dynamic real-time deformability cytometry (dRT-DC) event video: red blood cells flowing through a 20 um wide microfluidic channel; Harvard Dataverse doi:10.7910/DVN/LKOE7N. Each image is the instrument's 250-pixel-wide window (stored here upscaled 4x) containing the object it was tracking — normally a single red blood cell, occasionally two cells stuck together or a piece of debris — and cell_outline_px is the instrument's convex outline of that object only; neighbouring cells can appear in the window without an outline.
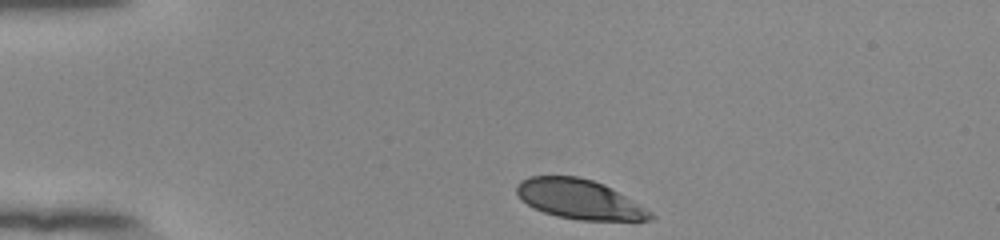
{"species": "human", "species_latin": "Homo sapiens", "temperature_condition": "room temperature", "stored_images_in_passage": 35, "camera_frame_rate_fps": 3000, "um_per_image_px": 0.085, "donor": {"sex": "female"}, "frame": {"image": 1, "passage_image": 1, "time_ms": 0.0, "image_size_px": [1000, 240], "cell_outline_px": [[656, 216], [652, 220], [580, 220], [556, 216], [544, 212], [520, 200], [516, 192], [516, 184], [520, 180], [528, 176], [576, 176], [592, 180], [604, 184], [652, 212]], "centroid_in_image_um": [49.21, 16.93], "position_along_channel_um": 35.8, "area_um2": 30.69}}
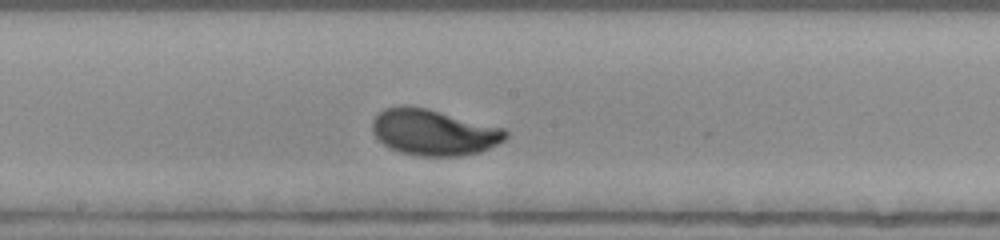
{"frame": {"image": 2, "passage_image": 19, "time_ms": 6.0, "image_size_px": [1000, 240], "cell_outline_px": [[508, 136], [504, 140], [480, 152], [460, 156], [416, 156], [400, 152], [388, 148], [372, 132], [372, 120], [384, 108], [400, 104], [404, 104], [428, 108], [504, 128], [508, 132]], "centroid_in_image_um": [36.84, 11.23], "position_along_channel_um": 211.4, "area_um2": 36.07}}
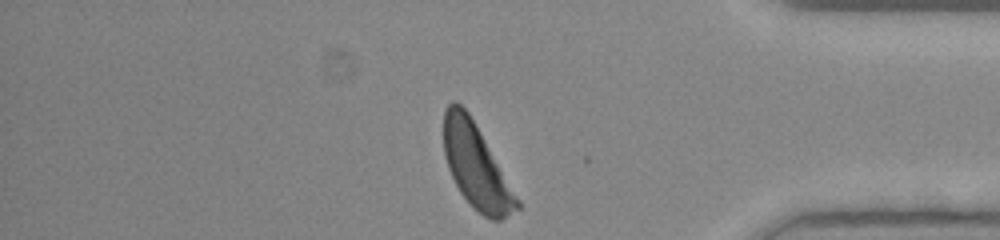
{"frame": {"image": 3, "passage_image": 35, "time_ms": 11.333, "image_size_px": [1000, 240], "cell_outline_px": [[520, 208], [500, 220], [492, 220], [484, 216], [460, 192], [448, 168], [444, 156], [444, 108], [452, 100], [456, 100], [468, 112], [520, 200]], "centroid_in_image_um": [40.46, 14.11], "position_along_channel_um": 394.7, "area_um2": 35.2}, "authors_computed_cell_mechanics": {"area_um2": 34.3332, "velocity_mm_per_s": 3.8346, "shape_relaxation_time_tau1_ms": 2.7257, "shape_relaxation_time_tau2_ms": null, "deformation_change_tau1": 0.1571, "deformation_change_tau2": null}}